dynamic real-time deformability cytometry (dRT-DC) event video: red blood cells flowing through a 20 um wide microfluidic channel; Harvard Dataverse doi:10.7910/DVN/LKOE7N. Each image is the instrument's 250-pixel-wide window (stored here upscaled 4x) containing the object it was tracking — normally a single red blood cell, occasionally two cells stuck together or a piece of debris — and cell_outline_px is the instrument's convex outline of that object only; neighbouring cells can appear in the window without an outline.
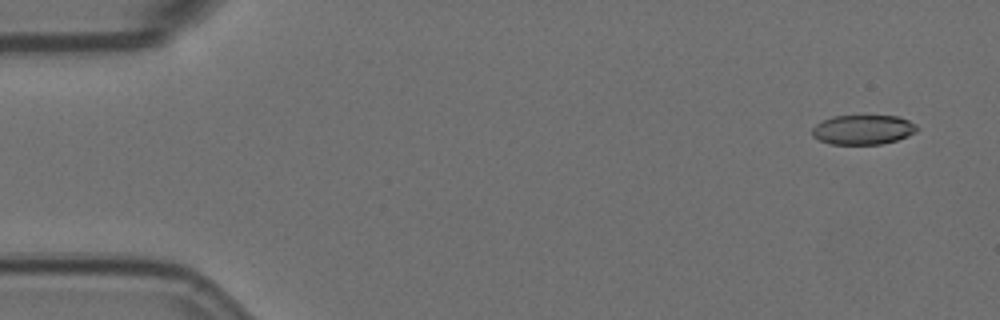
{"species": "Egyptian fruit bat (a non-hibernating species)", "species_latin": "Rousettus aegyptiacus", "temperature_condition": "room temperature", "stored_images_in_passage": 5, "camera_frame_rate_fps": 3000, "um_per_image_px": 0.085, "animal": {"sex": "female"}, "frame": {"image": 1, "passage_image": 1, "time_ms": 0.0, "image_size_px": [1000, 320], "cell_outline_px": [[920, 128], [916, 132], [908, 136], [896, 140], [880, 144], [832, 144], [820, 140], [812, 136], [812, 128], [816, 124], [832, 116], [900, 116], [916, 124]], "centroid_in_image_um": [73.39, 11.02], "position_along_channel_um": 11.6, "area_um2": 18.09}}
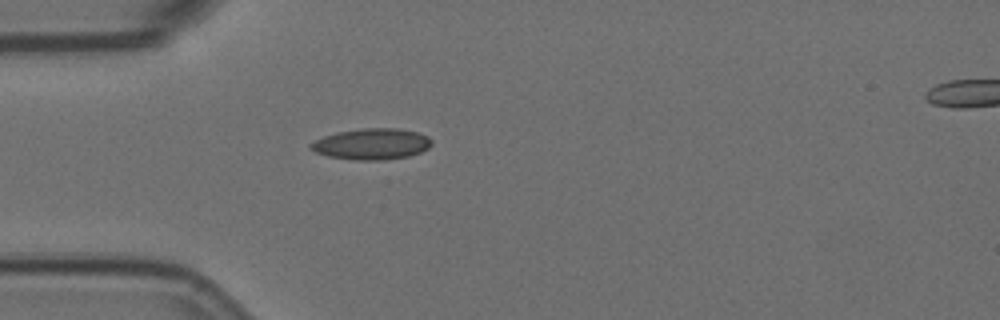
{"frame": {"image": 2, "passage_image": 5, "time_ms": 1.333, "image_size_px": [1000, 320], "cell_outline_px": [[432, 144], [428, 148], [420, 152], [408, 156], [384, 160], [356, 160], [328, 156], [316, 152], [308, 148], [308, 144], [324, 136], [336, 132], [364, 128], [396, 128], [416, 132], [428, 136], [432, 140]], "centroid_in_image_um": [31.58, 12.24], "position_along_channel_um": 53.4, "area_um2": 21.91}}